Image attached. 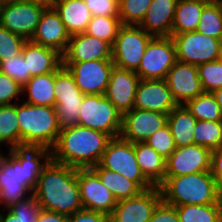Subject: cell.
Masks as SVG:
<instances>
[{
    "instance_id": "cell-6",
    "label": "cell",
    "mask_w": 222,
    "mask_h": 222,
    "mask_svg": "<svg viewBox=\"0 0 222 222\" xmlns=\"http://www.w3.org/2000/svg\"><path fill=\"white\" fill-rule=\"evenodd\" d=\"M78 124L105 132L115 138L120 136L122 114L104 95H84Z\"/></svg>"
},
{
    "instance_id": "cell-28",
    "label": "cell",
    "mask_w": 222,
    "mask_h": 222,
    "mask_svg": "<svg viewBox=\"0 0 222 222\" xmlns=\"http://www.w3.org/2000/svg\"><path fill=\"white\" fill-rule=\"evenodd\" d=\"M206 4L201 0H178L171 34L196 31Z\"/></svg>"
},
{
    "instance_id": "cell-24",
    "label": "cell",
    "mask_w": 222,
    "mask_h": 222,
    "mask_svg": "<svg viewBox=\"0 0 222 222\" xmlns=\"http://www.w3.org/2000/svg\"><path fill=\"white\" fill-rule=\"evenodd\" d=\"M21 53L31 77L55 72L62 66L61 53L31 40L25 42Z\"/></svg>"
},
{
    "instance_id": "cell-50",
    "label": "cell",
    "mask_w": 222,
    "mask_h": 222,
    "mask_svg": "<svg viewBox=\"0 0 222 222\" xmlns=\"http://www.w3.org/2000/svg\"><path fill=\"white\" fill-rule=\"evenodd\" d=\"M31 1H37L47 6H52L56 0H31Z\"/></svg>"
},
{
    "instance_id": "cell-22",
    "label": "cell",
    "mask_w": 222,
    "mask_h": 222,
    "mask_svg": "<svg viewBox=\"0 0 222 222\" xmlns=\"http://www.w3.org/2000/svg\"><path fill=\"white\" fill-rule=\"evenodd\" d=\"M30 40L36 44L55 49L61 54L65 52L70 34L52 6H48L43 11Z\"/></svg>"
},
{
    "instance_id": "cell-10",
    "label": "cell",
    "mask_w": 222,
    "mask_h": 222,
    "mask_svg": "<svg viewBox=\"0 0 222 222\" xmlns=\"http://www.w3.org/2000/svg\"><path fill=\"white\" fill-rule=\"evenodd\" d=\"M176 61V46L173 38L153 36L145 48L140 66L135 73L141 80L165 79Z\"/></svg>"
},
{
    "instance_id": "cell-54",
    "label": "cell",
    "mask_w": 222,
    "mask_h": 222,
    "mask_svg": "<svg viewBox=\"0 0 222 222\" xmlns=\"http://www.w3.org/2000/svg\"><path fill=\"white\" fill-rule=\"evenodd\" d=\"M3 158V155L1 154V152H0V160Z\"/></svg>"
},
{
    "instance_id": "cell-4",
    "label": "cell",
    "mask_w": 222,
    "mask_h": 222,
    "mask_svg": "<svg viewBox=\"0 0 222 222\" xmlns=\"http://www.w3.org/2000/svg\"><path fill=\"white\" fill-rule=\"evenodd\" d=\"M159 188L162 200L172 206L222 204V195L210 171L165 177Z\"/></svg>"
},
{
    "instance_id": "cell-5",
    "label": "cell",
    "mask_w": 222,
    "mask_h": 222,
    "mask_svg": "<svg viewBox=\"0 0 222 222\" xmlns=\"http://www.w3.org/2000/svg\"><path fill=\"white\" fill-rule=\"evenodd\" d=\"M17 116L20 127V147L52 149L55 146L61 131L55 107L18 103Z\"/></svg>"
},
{
    "instance_id": "cell-36",
    "label": "cell",
    "mask_w": 222,
    "mask_h": 222,
    "mask_svg": "<svg viewBox=\"0 0 222 222\" xmlns=\"http://www.w3.org/2000/svg\"><path fill=\"white\" fill-rule=\"evenodd\" d=\"M40 211L38 200L30 194L23 201L9 207L6 214L0 212V222H36Z\"/></svg>"
},
{
    "instance_id": "cell-19",
    "label": "cell",
    "mask_w": 222,
    "mask_h": 222,
    "mask_svg": "<svg viewBox=\"0 0 222 222\" xmlns=\"http://www.w3.org/2000/svg\"><path fill=\"white\" fill-rule=\"evenodd\" d=\"M177 106L165 79L139 81L133 108L169 114Z\"/></svg>"
},
{
    "instance_id": "cell-34",
    "label": "cell",
    "mask_w": 222,
    "mask_h": 222,
    "mask_svg": "<svg viewBox=\"0 0 222 222\" xmlns=\"http://www.w3.org/2000/svg\"><path fill=\"white\" fill-rule=\"evenodd\" d=\"M196 31L222 40V4L220 1L209 2L204 6Z\"/></svg>"
},
{
    "instance_id": "cell-29",
    "label": "cell",
    "mask_w": 222,
    "mask_h": 222,
    "mask_svg": "<svg viewBox=\"0 0 222 222\" xmlns=\"http://www.w3.org/2000/svg\"><path fill=\"white\" fill-rule=\"evenodd\" d=\"M24 92L28 94L25 103L54 107V72L32 76L22 87V93Z\"/></svg>"
},
{
    "instance_id": "cell-23",
    "label": "cell",
    "mask_w": 222,
    "mask_h": 222,
    "mask_svg": "<svg viewBox=\"0 0 222 222\" xmlns=\"http://www.w3.org/2000/svg\"><path fill=\"white\" fill-rule=\"evenodd\" d=\"M177 2L178 0H152L139 26L152 36L170 37Z\"/></svg>"
},
{
    "instance_id": "cell-31",
    "label": "cell",
    "mask_w": 222,
    "mask_h": 222,
    "mask_svg": "<svg viewBox=\"0 0 222 222\" xmlns=\"http://www.w3.org/2000/svg\"><path fill=\"white\" fill-rule=\"evenodd\" d=\"M180 222H221L222 204L176 206Z\"/></svg>"
},
{
    "instance_id": "cell-15",
    "label": "cell",
    "mask_w": 222,
    "mask_h": 222,
    "mask_svg": "<svg viewBox=\"0 0 222 222\" xmlns=\"http://www.w3.org/2000/svg\"><path fill=\"white\" fill-rule=\"evenodd\" d=\"M77 181L83 209L98 211L110 215L117 200L110 190L103 185L92 168L77 169Z\"/></svg>"
},
{
    "instance_id": "cell-2",
    "label": "cell",
    "mask_w": 222,
    "mask_h": 222,
    "mask_svg": "<svg viewBox=\"0 0 222 222\" xmlns=\"http://www.w3.org/2000/svg\"><path fill=\"white\" fill-rule=\"evenodd\" d=\"M41 209L72 215L83 209L77 169L52 159L43 168L33 192Z\"/></svg>"
},
{
    "instance_id": "cell-41",
    "label": "cell",
    "mask_w": 222,
    "mask_h": 222,
    "mask_svg": "<svg viewBox=\"0 0 222 222\" xmlns=\"http://www.w3.org/2000/svg\"><path fill=\"white\" fill-rule=\"evenodd\" d=\"M26 41L0 25V62L20 54Z\"/></svg>"
},
{
    "instance_id": "cell-13",
    "label": "cell",
    "mask_w": 222,
    "mask_h": 222,
    "mask_svg": "<svg viewBox=\"0 0 222 222\" xmlns=\"http://www.w3.org/2000/svg\"><path fill=\"white\" fill-rule=\"evenodd\" d=\"M73 75L76 85L84 95H104L114 66L112 60L62 62Z\"/></svg>"
},
{
    "instance_id": "cell-47",
    "label": "cell",
    "mask_w": 222,
    "mask_h": 222,
    "mask_svg": "<svg viewBox=\"0 0 222 222\" xmlns=\"http://www.w3.org/2000/svg\"><path fill=\"white\" fill-rule=\"evenodd\" d=\"M210 173L213 175L216 187L222 195V146L211 152Z\"/></svg>"
},
{
    "instance_id": "cell-20",
    "label": "cell",
    "mask_w": 222,
    "mask_h": 222,
    "mask_svg": "<svg viewBox=\"0 0 222 222\" xmlns=\"http://www.w3.org/2000/svg\"><path fill=\"white\" fill-rule=\"evenodd\" d=\"M140 80L134 71L113 66L104 96L123 115L134 107V98Z\"/></svg>"
},
{
    "instance_id": "cell-53",
    "label": "cell",
    "mask_w": 222,
    "mask_h": 222,
    "mask_svg": "<svg viewBox=\"0 0 222 222\" xmlns=\"http://www.w3.org/2000/svg\"><path fill=\"white\" fill-rule=\"evenodd\" d=\"M219 60L222 62V46H221V50H220V57Z\"/></svg>"
},
{
    "instance_id": "cell-17",
    "label": "cell",
    "mask_w": 222,
    "mask_h": 222,
    "mask_svg": "<svg viewBox=\"0 0 222 222\" xmlns=\"http://www.w3.org/2000/svg\"><path fill=\"white\" fill-rule=\"evenodd\" d=\"M211 150L196 144L176 147L166 159L165 177L210 171Z\"/></svg>"
},
{
    "instance_id": "cell-3",
    "label": "cell",
    "mask_w": 222,
    "mask_h": 222,
    "mask_svg": "<svg viewBox=\"0 0 222 222\" xmlns=\"http://www.w3.org/2000/svg\"><path fill=\"white\" fill-rule=\"evenodd\" d=\"M111 139L105 132L79 124L61 129L51 149L52 160L76 169L92 168L99 164Z\"/></svg>"
},
{
    "instance_id": "cell-35",
    "label": "cell",
    "mask_w": 222,
    "mask_h": 222,
    "mask_svg": "<svg viewBox=\"0 0 222 222\" xmlns=\"http://www.w3.org/2000/svg\"><path fill=\"white\" fill-rule=\"evenodd\" d=\"M194 144L215 150L222 146V121L197 120L193 130Z\"/></svg>"
},
{
    "instance_id": "cell-46",
    "label": "cell",
    "mask_w": 222,
    "mask_h": 222,
    "mask_svg": "<svg viewBox=\"0 0 222 222\" xmlns=\"http://www.w3.org/2000/svg\"><path fill=\"white\" fill-rule=\"evenodd\" d=\"M68 222H109V215L98 211L81 209L69 215Z\"/></svg>"
},
{
    "instance_id": "cell-7",
    "label": "cell",
    "mask_w": 222,
    "mask_h": 222,
    "mask_svg": "<svg viewBox=\"0 0 222 222\" xmlns=\"http://www.w3.org/2000/svg\"><path fill=\"white\" fill-rule=\"evenodd\" d=\"M99 165L122 174L127 179L134 181L142 190L154 187L138 166L135 143L124 140L120 136L110 140Z\"/></svg>"
},
{
    "instance_id": "cell-52",
    "label": "cell",
    "mask_w": 222,
    "mask_h": 222,
    "mask_svg": "<svg viewBox=\"0 0 222 222\" xmlns=\"http://www.w3.org/2000/svg\"><path fill=\"white\" fill-rule=\"evenodd\" d=\"M201 1L209 3V2H216V1H220V0H201Z\"/></svg>"
},
{
    "instance_id": "cell-51",
    "label": "cell",
    "mask_w": 222,
    "mask_h": 222,
    "mask_svg": "<svg viewBox=\"0 0 222 222\" xmlns=\"http://www.w3.org/2000/svg\"><path fill=\"white\" fill-rule=\"evenodd\" d=\"M15 0H0V6L12 3Z\"/></svg>"
},
{
    "instance_id": "cell-45",
    "label": "cell",
    "mask_w": 222,
    "mask_h": 222,
    "mask_svg": "<svg viewBox=\"0 0 222 222\" xmlns=\"http://www.w3.org/2000/svg\"><path fill=\"white\" fill-rule=\"evenodd\" d=\"M149 222H180L176 206L169 205L162 200L155 208Z\"/></svg>"
},
{
    "instance_id": "cell-49",
    "label": "cell",
    "mask_w": 222,
    "mask_h": 222,
    "mask_svg": "<svg viewBox=\"0 0 222 222\" xmlns=\"http://www.w3.org/2000/svg\"><path fill=\"white\" fill-rule=\"evenodd\" d=\"M212 94L215 97L216 102L219 104L220 109L222 111V88L213 91Z\"/></svg>"
},
{
    "instance_id": "cell-42",
    "label": "cell",
    "mask_w": 222,
    "mask_h": 222,
    "mask_svg": "<svg viewBox=\"0 0 222 222\" xmlns=\"http://www.w3.org/2000/svg\"><path fill=\"white\" fill-rule=\"evenodd\" d=\"M145 142L165 159H167L176 149V145L168 125L157 130Z\"/></svg>"
},
{
    "instance_id": "cell-9",
    "label": "cell",
    "mask_w": 222,
    "mask_h": 222,
    "mask_svg": "<svg viewBox=\"0 0 222 222\" xmlns=\"http://www.w3.org/2000/svg\"><path fill=\"white\" fill-rule=\"evenodd\" d=\"M152 37L139 25H122L111 48L114 66L136 72Z\"/></svg>"
},
{
    "instance_id": "cell-30",
    "label": "cell",
    "mask_w": 222,
    "mask_h": 222,
    "mask_svg": "<svg viewBox=\"0 0 222 222\" xmlns=\"http://www.w3.org/2000/svg\"><path fill=\"white\" fill-rule=\"evenodd\" d=\"M92 169L117 201L134 197L143 191L134 181L118 172L102 168L99 164L93 166Z\"/></svg>"
},
{
    "instance_id": "cell-37",
    "label": "cell",
    "mask_w": 222,
    "mask_h": 222,
    "mask_svg": "<svg viewBox=\"0 0 222 222\" xmlns=\"http://www.w3.org/2000/svg\"><path fill=\"white\" fill-rule=\"evenodd\" d=\"M121 26L119 17L92 16L84 33L102 39L112 46Z\"/></svg>"
},
{
    "instance_id": "cell-16",
    "label": "cell",
    "mask_w": 222,
    "mask_h": 222,
    "mask_svg": "<svg viewBox=\"0 0 222 222\" xmlns=\"http://www.w3.org/2000/svg\"><path fill=\"white\" fill-rule=\"evenodd\" d=\"M168 114L133 108L122 115L120 137L132 143L145 142L167 125Z\"/></svg>"
},
{
    "instance_id": "cell-38",
    "label": "cell",
    "mask_w": 222,
    "mask_h": 222,
    "mask_svg": "<svg viewBox=\"0 0 222 222\" xmlns=\"http://www.w3.org/2000/svg\"><path fill=\"white\" fill-rule=\"evenodd\" d=\"M152 0H119V18L122 25H139Z\"/></svg>"
},
{
    "instance_id": "cell-33",
    "label": "cell",
    "mask_w": 222,
    "mask_h": 222,
    "mask_svg": "<svg viewBox=\"0 0 222 222\" xmlns=\"http://www.w3.org/2000/svg\"><path fill=\"white\" fill-rule=\"evenodd\" d=\"M184 106L201 121H222V111L212 93H206L187 101Z\"/></svg>"
},
{
    "instance_id": "cell-26",
    "label": "cell",
    "mask_w": 222,
    "mask_h": 222,
    "mask_svg": "<svg viewBox=\"0 0 222 222\" xmlns=\"http://www.w3.org/2000/svg\"><path fill=\"white\" fill-rule=\"evenodd\" d=\"M135 154L145 178L156 187H159L165 179L166 159L159 155L146 142L135 143Z\"/></svg>"
},
{
    "instance_id": "cell-11",
    "label": "cell",
    "mask_w": 222,
    "mask_h": 222,
    "mask_svg": "<svg viewBox=\"0 0 222 222\" xmlns=\"http://www.w3.org/2000/svg\"><path fill=\"white\" fill-rule=\"evenodd\" d=\"M47 7L37 1L15 0L10 4L0 6V25L12 33L30 40Z\"/></svg>"
},
{
    "instance_id": "cell-8",
    "label": "cell",
    "mask_w": 222,
    "mask_h": 222,
    "mask_svg": "<svg viewBox=\"0 0 222 222\" xmlns=\"http://www.w3.org/2000/svg\"><path fill=\"white\" fill-rule=\"evenodd\" d=\"M55 109L61 129L78 125V116L84 94L73 75L61 66L54 72Z\"/></svg>"
},
{
    "instance_id": "cell-27",
    "label": "cell",
    "mask_w": 222,
    "mask_h": 222,
    "mask_svg": "<svg viewBox=\"0 0 222 222\" xmlns=\"http://www.w3.org/2000/svg\"><path fill=\"white\" fill-rule=\"evenodd\" d=\"M197 119L184 105H178L168 114L167 125L170 128L176 147L194 144L193 130Z\"/></svg>"
},
{
    "instance_id": "cell-1",
    "label": "cell",
    "mask_w": 222,
    "mask_h": 222,
    "mask_svg": "<svg viewBox=\"0 0 222 222\" xmlns=\"http://www.w3.org/2000/svg\"><path fill=\"white\" fill-rule=\"evenodd\" d=\"M8 154L0 160V203L5 209L23 201L27 193L33 194L43 168L52 159L51 149L45 147L21 146Z\"/></svg>"
},
{
    "instance_id": "cell-40",
    "label": "cell",
    "mask_w": 222,
    "mask_h": 222,
    "mask_svg": "<svg viewBox=\"0 0 222 222\" xmlns=\"http://www.w3.org/2000/svg\"><path fill=\"white\" fill-rule=\"evenodd\" d=\"M0 72L7 74L18 82L22 87L31 78L30 71H27L26 62L22 53L0 62Z\"/></svg>"
},
{
    "instance_id": "cell-44",
    "label": "cell",
    "mask_w": 222,
    "mask_h": 222,
    "mask_svg": "<svg viewBox=\"0 0 222 222\" xmlns=\"http://www.w3.org/2000/svg\"><path fill=\"white\" fill-rule=\"evenodd\" d=\"M92 16L119 17V0H84Z\"/></svg>"
},
{
    "instance_id": "cell-21",
    "label": "cell",
    "mask_w": 222,
    "mask_h": 222,
    "mask_svg": "<svg viewBox=\"0 0 222 222\" xmlns=\"http://www.w3.org/2000/svg\"><path fill=\"white\" fill-rule=\"evenodd\" d=\"M112 46L86 33L70 36L62 62H84L91 60H112Z\"/></svg>"
},
{
    "instance_id": "cell-12",
    "label": "cell",
    "mask_w": 222,
    "mask_h": 222,
    "mask_svg": "<svg viewBox=\"0 0 222 222\" xmlns=\"http://www.w3.org/2000/svg\"><path fill=\"white\" fill-rule=\"evenodd\" d=\"M176 46L177 60L199 65L218 60L222 40L203 35L197 31L171 34Z\"/></svg>"
},
{
    "instance_id": "cell-32",
    "label": "cell",
    "mask_w": 222,
    "mask_h": 222,
    "mask_svg": "<svg viewBox=\"0 0 222 222\" xmlns=\"http://www.w3.org/2000/svg\"><path fill=\"white\" fill-rule=\"evenodd\" d=\"M17 116V102L0 106V145L9 144V149L20 147V127Z\"/></svg>"
},
{
    "instance_id": "cell-48",
    "label": "cell",
    "mask_w": 222,
    "mask_h": 222,
    "mask_svg": "<svg viewBox=\"0 0 222 222\" xmlns=\"http://www.w3.org/2000/svg\"><path fill=\"white\" fill-rule=\"evenodd\" d=\"M36 222H68V215L41 209Z\"/></svg>"
},
{
    "instance_id": "cell-14",
    "label": "cell",
    "mask_w": 222,
    "mask_h": 222,
    "mask_svg": "<svg viewBox=\"0 0 222 222\" xmlns=\"http://www.w3.org/2000/svg\"><path fill=\"white\" fill-rule=\"evenodd\" d=\"M162 201L159 187L141 191L138 195L117 201L109 222H149L157 205Z\"/></svg>"
},
{
    "instance_id": "cell-43",
    "label": "cell",
    "mask_w": 222,
    "mask_h": 222,
    "mask_svg": "<svg viewBox=\"0 0 222 222\" xmlns=\"http://www.w3.org/2000/svg\"><path fill=\"white\" fill-rule=\"evenodd\" d=\"M22 94V86L7 74L0 72V106L13 105L11 101Z\"/></svg>"
},
{
    "instance_id": "cell-25",
    "label": "cell",
    "mask_w": 222,
    "mask_h": 222,
    "mask_svg": "<svg viewBox=\"0 0 222 222\" xmlns=\"http://www.w3.org/2000/svg\"><path fill=\"white\" fill-rule=\"evenodd\" d=\"M52 7L59 14L70 36L84 33L92 19L84 0H56Z\"/></svg>"
},
{
    "instance_id": "cell-39",
    "label": "cell",
    "mask_w": 222,
    "mask_h": 222,
    "mask_svg": "<svg viewBox=\"0 0 222 222\" xmlns=\"http://www.w3.org/2000/svg\"><path fill=\"white\" fill-rule=\"evenodd\" d=\"M203 91L212 93L222 88V62L218 60L197 65Z\"/></svg>"
},
{
    "instance_id": "cell-18",
    "label": "cell",
    "mask_w": 222,
    "mask_h": 222,
    "mask_svg": "<svg viewBox=\"0 0 222 222\" xmlns=\"http://www.w3.org/2000/svg\"><path fill=\"white\" fill-rule=\"evenodd\" d=\"M165 81L178 105H184L204 93L197 65L177 60L168 71Z\"/></svg>"
}]
</instances>
